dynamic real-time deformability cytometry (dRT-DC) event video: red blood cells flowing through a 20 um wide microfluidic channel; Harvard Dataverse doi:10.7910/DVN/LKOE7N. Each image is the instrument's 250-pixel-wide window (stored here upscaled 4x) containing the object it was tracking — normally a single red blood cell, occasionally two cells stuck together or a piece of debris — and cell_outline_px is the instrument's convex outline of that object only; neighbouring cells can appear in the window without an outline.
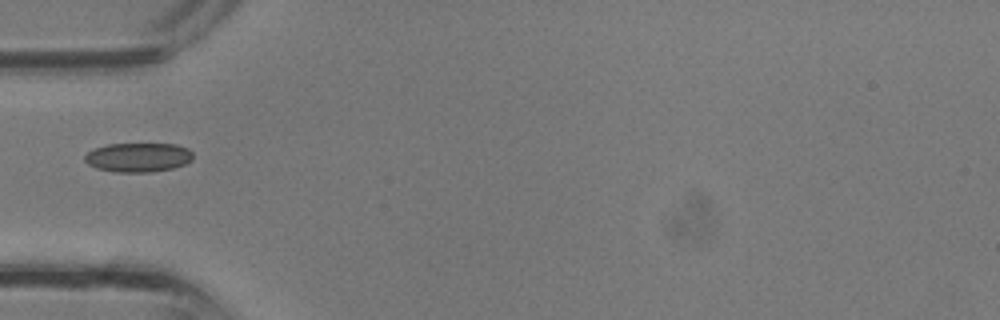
{"species": "common noctule bat (a hibernating species)", "species_latin": "Nyctalus noctula", "temperature_condition": "room temperature", "stored_images_in_passage": 25, "camera_frame_rate_fps": 3000, "um_per_image_px": 0.085, "animal": {"sex": "male", "body_mass_g": 13.3}, "frame": {"image": 1, "passage_image": 1, "time_ms": 0.0, "image_size_px": [1000, 320], "cell_outline_px": [[192, 160], [184, 164], [172, 168], [152, 172], [116, 172], [96, 168], [88, 164], [84, 160], [84, 156], [88, 152], [96, 148], [108, 144], [176, 144], [188, 148], [192, 152]], "centroid_in_image_um": [11.75, 13.38], "position_along_channel_um": 73.3, "area_um2": 18.38}}
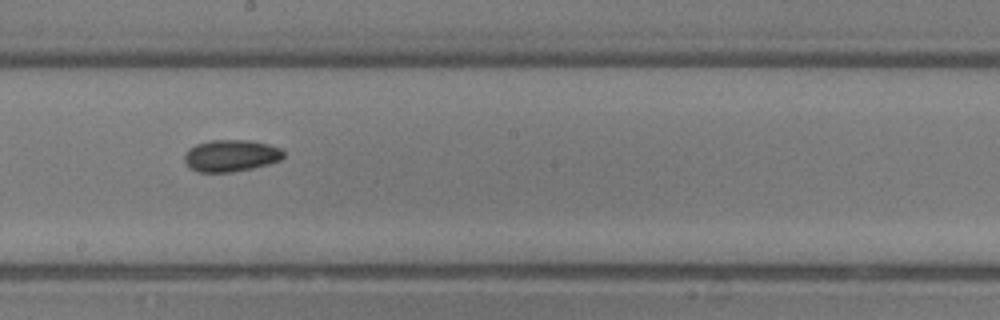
{"frame": {"image": 2, "passage_image": 9, "time_ms": 2.667, "image_size_px": [1000, 320], "cell_outline_px": [[284, 156], [280, 160], [268, 164], [252, 168], [232, 172], [200, 172], [192, 168], [184, 160], [184, 156], [188, 148], [196, 144], [208, 140], [248, 140], [268, 144], [280, 148], [284, 152]], "centroid_in_image_um": [19.63, 13.22], "position_along_channel_um": 228.6, "area_um2": 18.32}}
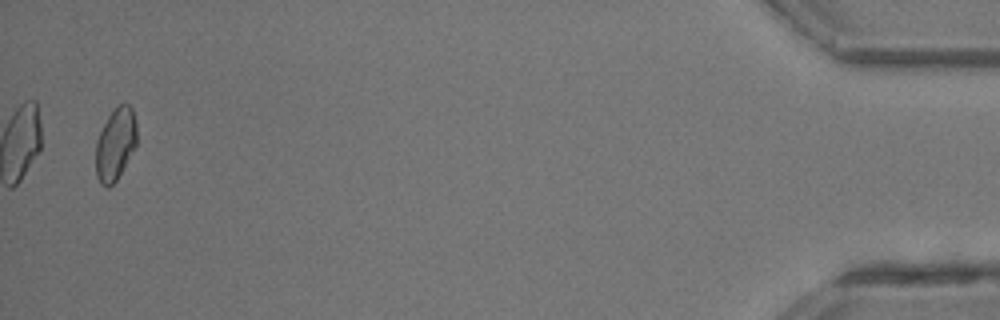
{"frame": {"image": 3, "passage_image": 24, "time_ms": 7.667, "image_size_px": [1000, 320], "cell_outline_px": [[136, 144], [116, 180], [108, 188], [100, 184], [96, 176], [96, 140], [108, 116], [120, 104], [128, 104], [132, 108], [136, 120]], "centroid_in_image_um": [9.8, 12.26], "position_along_channel_um": 425.4, "area_um2": 16.99}}